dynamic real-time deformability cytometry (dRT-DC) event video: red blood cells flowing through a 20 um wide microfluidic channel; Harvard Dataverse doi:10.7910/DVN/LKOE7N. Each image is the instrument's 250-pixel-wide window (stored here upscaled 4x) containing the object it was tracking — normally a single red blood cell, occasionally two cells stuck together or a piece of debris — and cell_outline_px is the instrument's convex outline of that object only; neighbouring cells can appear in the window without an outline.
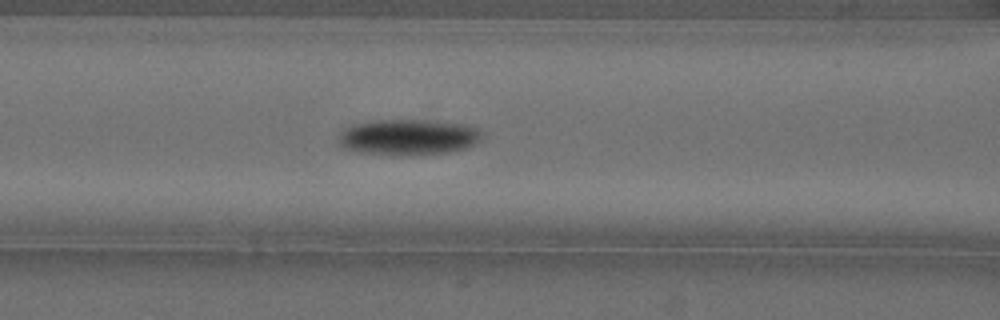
{"species": "Egyptian fruit bat (a non-hibernating species)", "species_latin": "Rousettus aegyptiacus", "temperature_condition": "cold", "stored_images_in_passage": 43, "camera_frame_rate_fps": 3000, "um_per_image_px": 0.085, "animal": {"sex": "female"}, "frame": {"image": 1, "passage_image": 23, "time_ms": 7.333, "image_size_px": [1000, 320], "cell_outline_px": [[484, 132], [480, 140], [468, 148], [448, 152], [400, 156], [396, 156], [360, 152], [344, 148], [336, 140], [340, 132], [344, 128], [352, 124], [376, 120], [428, 120], [468, 124]], "centroid_in_image_um": [34.7, 11.65], "position_along_channel_um": 131.9, "area_um2": 30.46}}
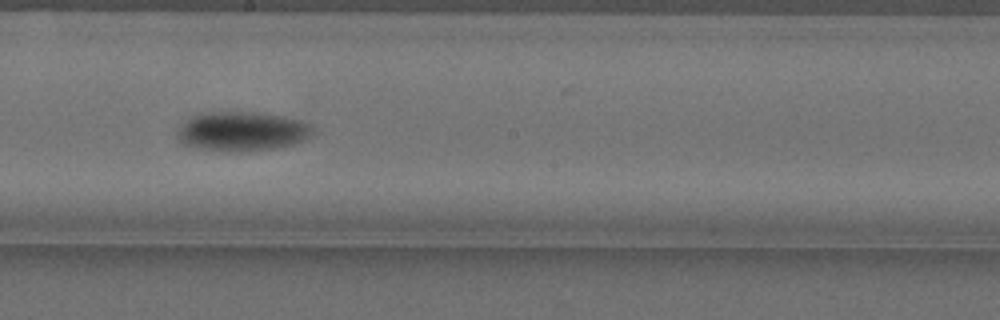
{"frame": {"image": 2, "passage_image": 31, "time_ms": 10.0, "image_size_px": [1000, 320], "cell_outline_px": [[312, 128], [308, 136], [304, 140], [292, 144], [272, 148], [240, 152], [228, 152], [200, 148], [184, 144], [180, 140], [180, 128], [192, 116], [200, 112], [256, 112], [280, 116], [300, 120], [308, 124]], "centroid_in_image_um": [20.57, 11.16], "position_along_channel_um": 227.6, "area_um2": 30.4}}
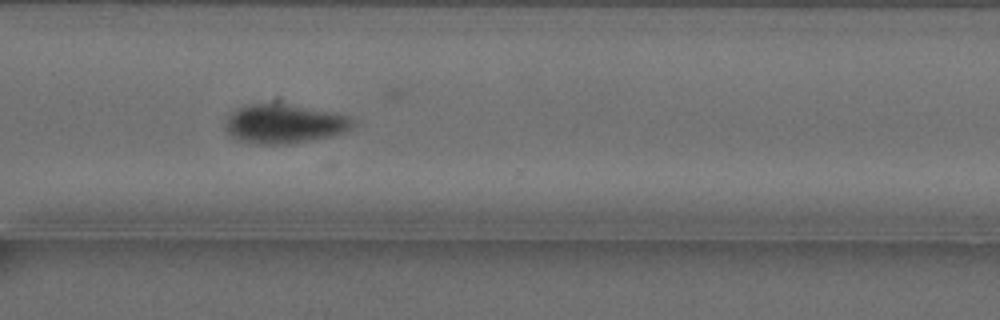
{"frame": {"image": 3, "passage_image": 41, "time_ms": 13.333, "image_size_px": [1000, 320], "cell_outline_px": [[352, 124], [344, 132], [332, 136], [312, 140], [288, 144], [252, 144], [236, 140], [224, 128], [228, 116], [232, 112], [240, 108], [252, 104], [288, 104], [348, 116], [352, 120]], "centroid_in_image_um": [24.1, 10.55], "position_along_channel_um": 346.5, "area_um2": 28.55}}